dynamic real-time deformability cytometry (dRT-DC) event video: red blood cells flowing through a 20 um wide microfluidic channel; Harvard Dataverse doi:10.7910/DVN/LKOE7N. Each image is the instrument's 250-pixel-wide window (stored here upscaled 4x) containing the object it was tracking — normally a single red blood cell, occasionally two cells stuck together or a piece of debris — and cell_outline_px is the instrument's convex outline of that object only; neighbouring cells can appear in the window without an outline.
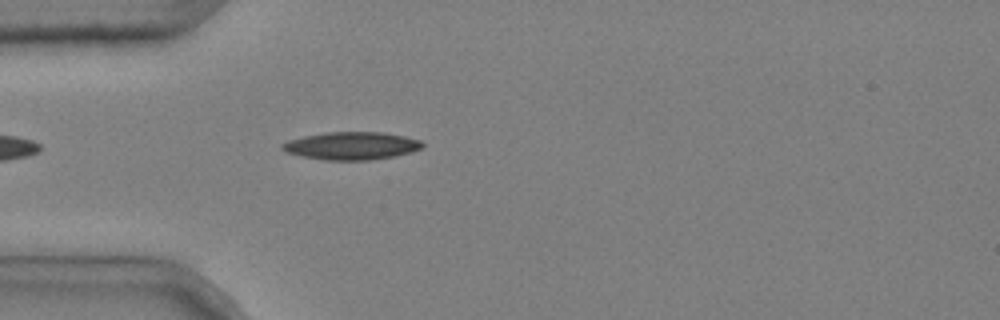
{"species": "common noctule bat (a hibernating species)", "species_latin": "Nyctalus noctula", "temperature_condition": "cold", "stored_images_in_passage": 3, "camera_frame_rate_fps": 3000, "um_per_image_px": 0.085, "animal": {"sex": "male", "body_mass_g": 20.4}, "frame": {"image": 1, "passage_image": 3, "time_ms": 0.667, "image_size_px": [1000, 320], "cell_outline_px": [[424, 148], [412, 152], [396, 156], [368, 160], [324, 160], [304, 156], [288, 152], [280, 148], [280, 144], [288, 140], [304, 136], [324, 132], [384, 132], [404, 136], [420, 140], [424, 144]], "centroid_in_image_um": [29.91, 12.39], "position_along_channel_um": 55.1, "area_um2": 22.77}}